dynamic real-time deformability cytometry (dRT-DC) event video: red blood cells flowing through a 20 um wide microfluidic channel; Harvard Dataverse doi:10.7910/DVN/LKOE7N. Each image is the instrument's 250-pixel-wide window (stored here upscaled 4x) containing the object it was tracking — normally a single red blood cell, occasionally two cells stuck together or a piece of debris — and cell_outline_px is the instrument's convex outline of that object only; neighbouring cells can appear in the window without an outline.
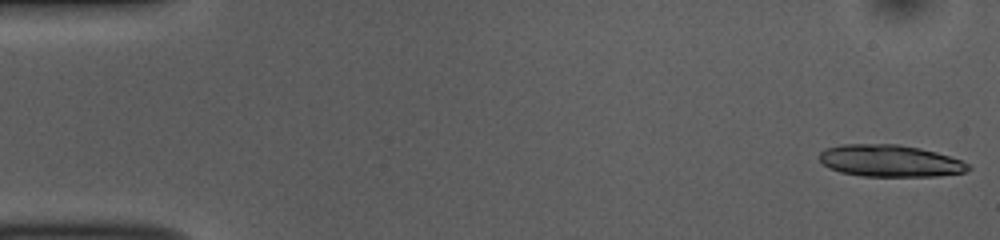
{"species": "common noctule bat (a hibernating species)", "species_latin": "Nyctalus noctula", "temperature_condition": "room temperature", "stored_images_in_passage": 52, "segment_of_instrument_passage": [1, 2], "camera_frame_rate_fps": 3000, "um_per_image_px": 0.085, "animal": {"sex": "female", "body_mass_g": 10.0, "forearm_length_mm": 53.1}, "frame": {"image": 1, "passage_image": 1, "time_ms": 0.0, "image_size_px": [1000, 240], "cell_outline_px": [[972, 168], [964, 172], [936, 176], [860, 176], [840, 172], [828, 168], [820, 160], [820, 152], [824, 148], [840, 144], [896, 144], [920, 148], [936, 152], [960, 160], [968, 164]], "centroid_in_image_um": [75.6, 13.67], "position_along_channel_um": 9.4, "area_um2": 27.69}}